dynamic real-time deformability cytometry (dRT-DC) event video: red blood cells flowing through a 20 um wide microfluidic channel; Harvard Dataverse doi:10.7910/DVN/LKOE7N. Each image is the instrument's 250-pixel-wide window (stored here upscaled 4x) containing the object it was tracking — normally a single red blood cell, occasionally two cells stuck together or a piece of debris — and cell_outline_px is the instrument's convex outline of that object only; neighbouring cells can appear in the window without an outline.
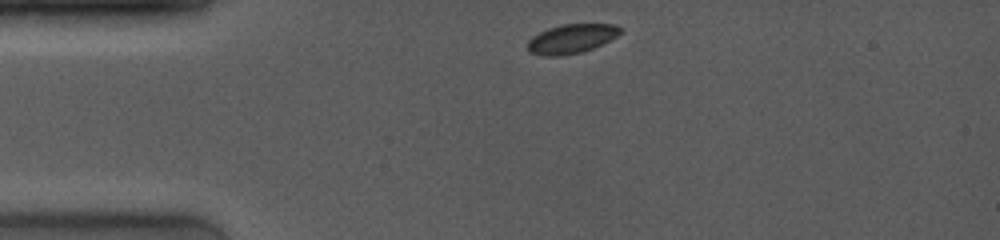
{"species": "common noctule bat (a hibernating species)", "species_latin": "Nyctalus noctula", "temperature_condition": "room temperature", "stored_images_in_passage": 55, "camera_frame_rate_fps": 4000, "um_per_image_px": 0.085, "animal": {"sex": "female", "body_mass_g": 19.0, "forearm_length_mm": 53.3}, "frame": {"image": 1, "passage_image": 1, "time_ms": 0.0, "image_size_px": [1000, 240], "cell_outline_px": [[624, 28], [616, 36], [592, 48], [580, 52], [560, 56], [544, 56], [528, 52], [528, 40], [532, 36], [548, 28], [560, 24], [616, 24]], "centroid_in_image_um": [48.55, 3.28], "position_along_channel_um": 36.5, "area_um2": 15.72}}
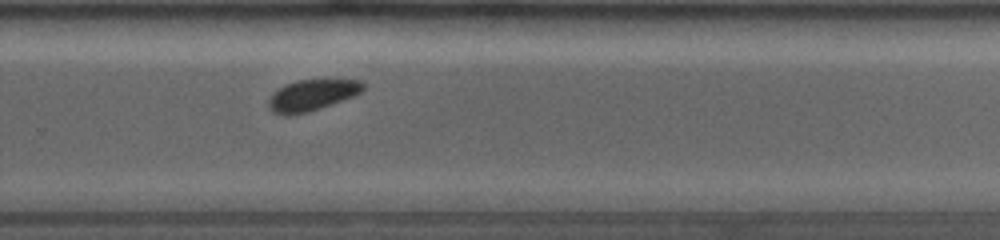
{"frame": {"image": 2, "passage_image": 31, "time_ms": 7.5, "image_size_px": [1000, 240], "cell_outline_px": [[364, 88], [360, 92], [352, 96], [320, 108], [308, 112], [288, 116], [284, 116], [272, 112], [268, 108], [268, 100], [280, 88], [288, 84], [300, 80], [360, 80], [364, 84]], "centroid_in_image_um": [26.49, 8.11], "position_along_channel_um": 303.3, "area_um2": 16.76}}
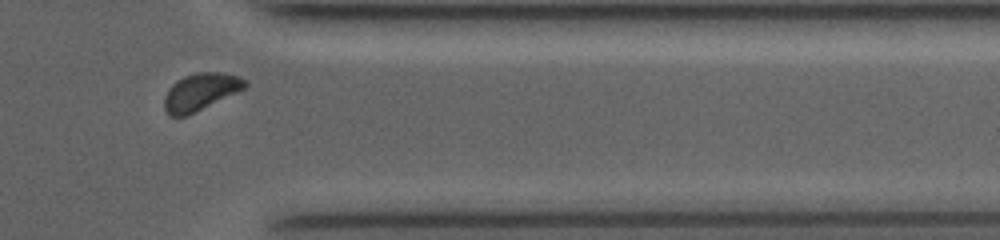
{"frame": {"image": 3, "passage_image": 44, "time_ms": 9.75, "image_size_px": [1000, 240], "cell_outline_px": [[248, 84], [244, 88], [188, 116], [168, 116], [164, 108], [164, 96], [168, 88], [172, 84], [184, 76], [196, 72], [224, 72], [248, 80]], "centroid_in_image_um": [17.01, 7.81], "position_along_channel_um": 394.4, "area_um2": 17.51}}